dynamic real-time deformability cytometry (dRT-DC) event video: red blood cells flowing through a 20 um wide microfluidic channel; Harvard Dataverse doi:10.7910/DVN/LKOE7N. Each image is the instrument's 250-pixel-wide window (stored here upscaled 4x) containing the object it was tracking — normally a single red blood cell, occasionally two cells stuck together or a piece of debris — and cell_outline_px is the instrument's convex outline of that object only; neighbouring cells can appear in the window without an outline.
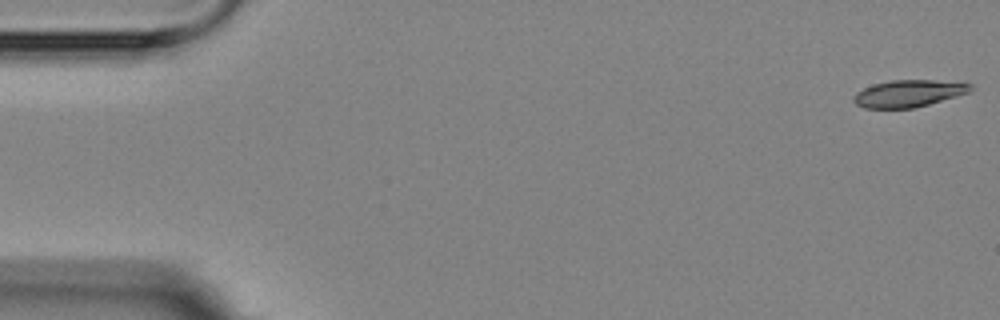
{"species": "Egyptian fruit bat (a non-hibernating species)", "species_latin": "Rousettus aegyptiacus", "temperature_condition": "room temperature", "stored_images_in_passage": 4, "camera_frame_rate_fps": 3000, "um_per_image_px": 0.085, "animal": {"sex": "female"}, "frame": {"image": 1, "passage_image": 1, "time_ms": 0.0, "image_size_px": [1000, 320], "cell_outline_px": [[972, 88], [968, 92], [956, 96], [928, 104], [912, 108], [864, 108], [856, 104], [852, 100], [852, 96], [856, 92], [872, 84], [892, 80], [932, 80], [972, 84]], "centroid_in_image_um": [77.16, 7.94], "position_along_channel_um": 7.8, "area_um2": 18.21}}